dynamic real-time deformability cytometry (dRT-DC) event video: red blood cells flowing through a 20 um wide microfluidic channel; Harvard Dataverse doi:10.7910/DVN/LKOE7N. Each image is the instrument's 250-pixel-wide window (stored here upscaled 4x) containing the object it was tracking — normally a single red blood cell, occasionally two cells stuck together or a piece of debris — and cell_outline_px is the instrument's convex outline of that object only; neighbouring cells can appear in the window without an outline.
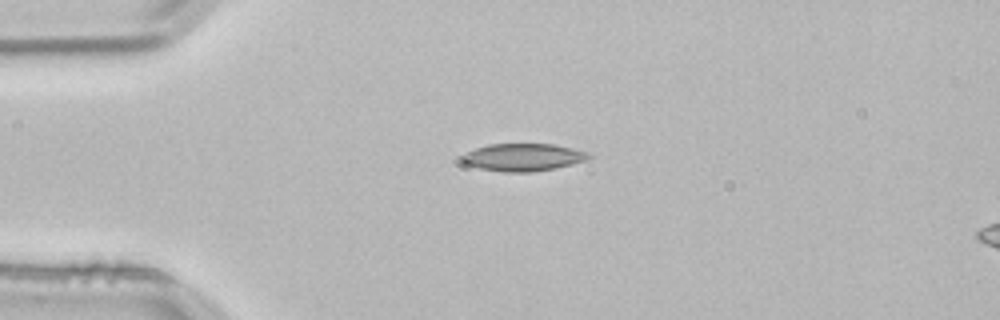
{"species": "common noctule bat (a hibernating species)", "species_latin": "Nyctalus noctula", "temperature_condition": "room temperature", "stored_images_in_passage": 2, "camera_frame_rate_fps": 3000, "um_per_image_px": 0.085, "animal": {"sex": "male", "body_mass_g": 21.5, "forearm_length_mm": 52.0}, "frame": {"image": 1, "passage_image": 1, "time_ms": 0.0, "image_size_px": [1000, 320], "cell_outline_px": [[596, 156], [588, 160], [556, 168], [532, 172], [504, 172], [480, 168], [464, 164], [460, 160], [460, 156], [476, 148], [488, 144], [552, 144], [572, 148], [588, 152]], "centroid_in_image_um": [44.5, 13.37], "position_along_channel_um": 40.5, "area_um2": 20.52}}